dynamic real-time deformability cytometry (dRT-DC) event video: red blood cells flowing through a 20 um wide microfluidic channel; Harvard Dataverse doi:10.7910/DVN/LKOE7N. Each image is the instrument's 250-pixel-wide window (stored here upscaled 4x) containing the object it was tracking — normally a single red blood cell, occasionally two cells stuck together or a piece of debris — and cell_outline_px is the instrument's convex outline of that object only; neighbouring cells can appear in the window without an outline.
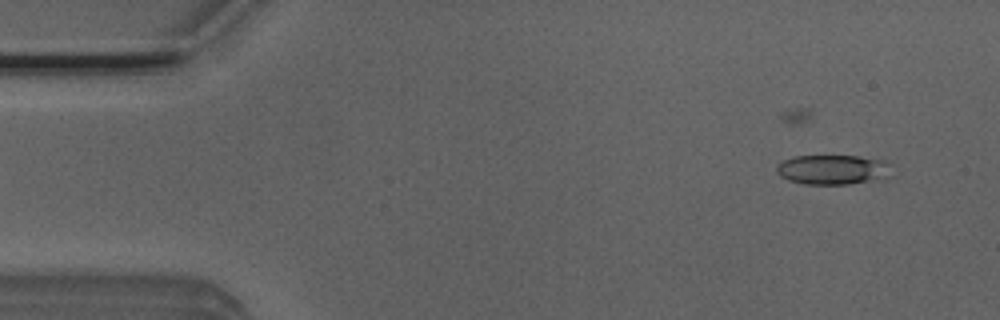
{"species": "Egyptian fruit bat (a non-hibernating species)", "species_latin": "Rousettus aegyptiacus", "temperature_condition": "room temperature", "stored_images_in_passage": 45, "camera_frame_rate_fps": 3000, "um_per_image_px": 0.085, "animal": {"sex": "male"}, "frame": {"image": 1, "passage_image": 2, "time_ms": 0.333, "image_size_px": [1000, 320], "cell_outline_px": [[892, 176], [888, 180], [848, 184], [804, 184], [788, 180], [780, 176], [776, 172], [776, 164], [792, 156], [860, 156], [884, 160], [892, 164]], "centroid_in_image_um": [70.89, 14.43], "position_along_channel_um": 14.1, "area_um2": 20.69}}
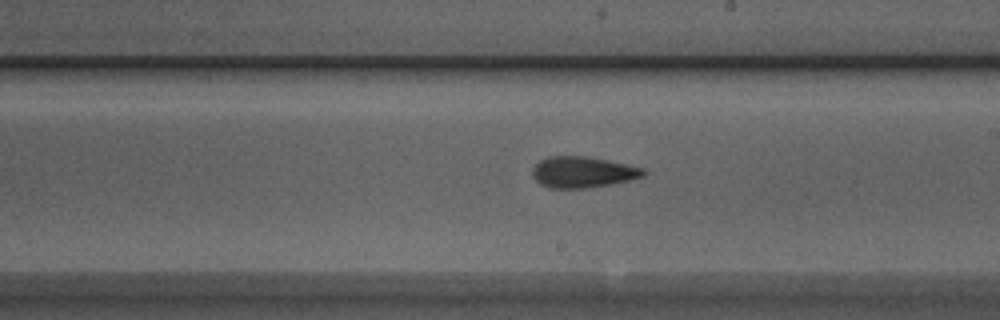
{"frame": {"image": 2, "passage_image": 27, "time_ms": 8.667, "image_size_px": [1000, 320], "cell_outline_px": [[648, 172], [644, 176], [612, 184], [588, 188], [548, 188], [540, 184], [532, 176], [532, 168], [540, 160], [548, 156], [588, 156], [644, 168]], "centroid_in_image_um": [49.52, 14.63], "position_along_channel_um": 239.5, "area_um2": 20.23}}
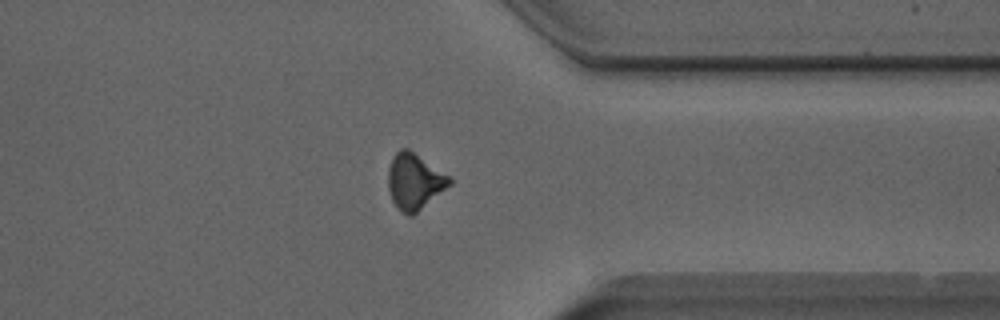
{"frame": {"image": 3, "passage_image": 38, "time_ms": 12.333, "image_size_px": [1000, 320], "cell_outline_px": [[452, 184], [412, 216], [408, 216], [392, 200], [388, 188], [388, 168], [392, 156], [400, 148], [408, 148], [452, 176]], "centroid_in_image_um": [35.26, 15.38], "position_along_channel_um": 376.1, "area_um2": 20.17}, "authors_computed_cell_mechanics": {"area_um2": 19.9988, "velocity_mm_per_s": 3.9216, "shape_relaxation_time_tau1_ms": 7.4354, "shape_relaxation_time_tau2_ms": 2.8778, "deformation_change_tau1": 0.1469, "deformation_change_tau2": 0.1115}}